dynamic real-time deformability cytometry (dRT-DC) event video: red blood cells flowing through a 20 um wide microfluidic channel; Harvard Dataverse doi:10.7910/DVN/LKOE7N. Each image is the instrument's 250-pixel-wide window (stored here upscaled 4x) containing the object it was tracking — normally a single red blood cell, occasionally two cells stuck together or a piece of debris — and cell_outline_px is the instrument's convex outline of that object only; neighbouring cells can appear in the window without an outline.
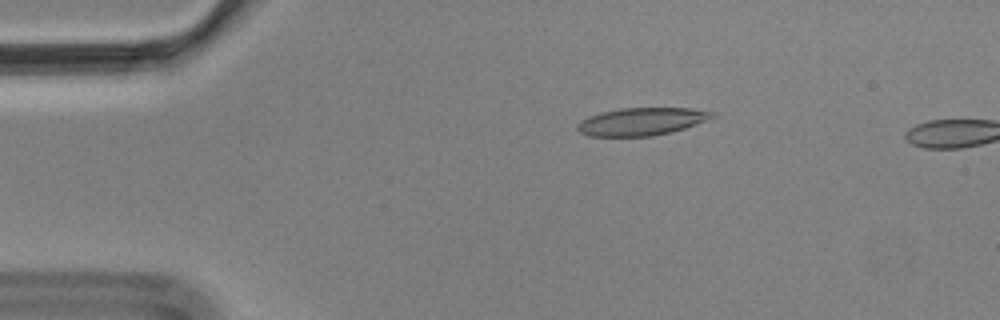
{"species": "Egyptian fruit bat (a non-hibernating species)", "species_latin": "Rousettus aegyptiacus", "temperature_condition": "cold", "stored_images_in_passage": 4, "camera_frame_rate_fps": 3000, "um_per_image_px": 0.085, "animal": {"sex": "male"}, "frame": {"image": 1, "passage_image": 3, "time_ms": 0.667, "image_size_px": [1000, 320], "cell_outline_px": [[716, 116], [696, 124], [672, 132], [652, 136], [588, 136], [580, 132], [576, 128], [576, 124], [580, 120], [604, 112], [620, 108], [692, 108], [716, 112]], "centroid_in_image_um": [54.56, 10.33], "position_along_channel_um": 30.4, "area_um2": 21.68}}